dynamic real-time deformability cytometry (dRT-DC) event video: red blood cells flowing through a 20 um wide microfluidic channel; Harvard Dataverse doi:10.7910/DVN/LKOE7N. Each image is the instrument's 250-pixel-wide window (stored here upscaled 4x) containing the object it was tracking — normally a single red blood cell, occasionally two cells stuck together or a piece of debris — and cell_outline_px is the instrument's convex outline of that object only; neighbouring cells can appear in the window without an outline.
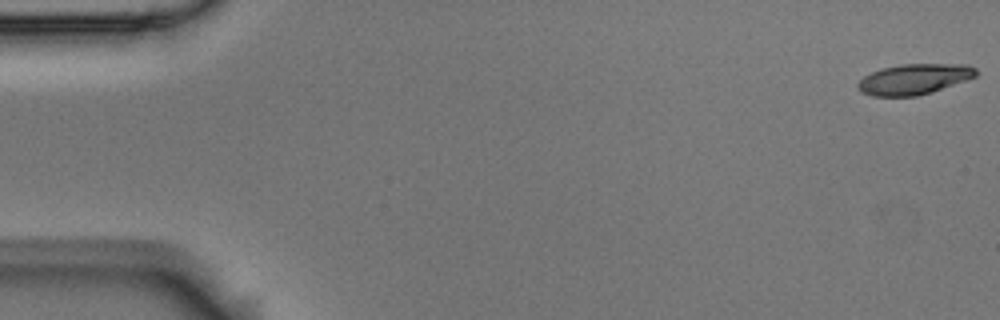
{"species": "Egyptian fruit bat (a non-hibernating species)", "species_latin": "Rousettus aegyptiacus", "temperature_condition": "room temperature", "stored_images_in_passage": 5, "camera_frame_rate_fps": 3000, "um_per_image_px": 0.085, "animal": {"sex": "male"}, "frame": {"image": 1, "passage_image": 1, "time_ms": 0.0, "image_size_px": [1000, 320], "cell_outline_px": [[976, 76], [932, 92], [916, 96], [872, 96], [856, 88], [856, 84], [864, 76], [880, 68], [900, 64], [968, 64], [976, 68]], "centroid_in_image_um": [77.68, 6.72], "position_along_channel_um": 7.3, "area_um2": 20.98}}
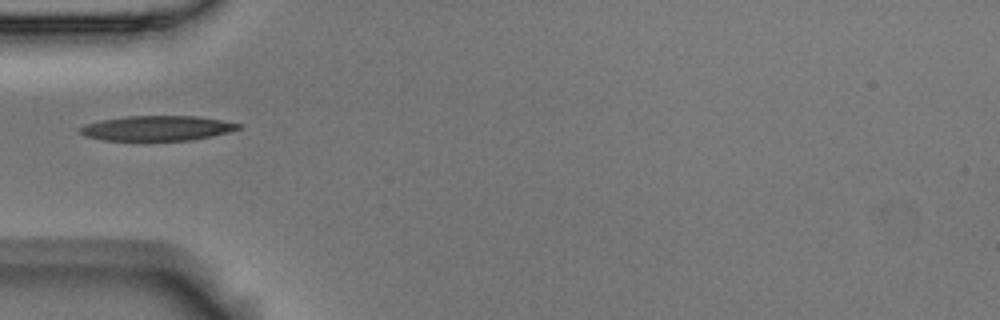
{"frame": {"image": 2, "passage_image": 5, "time_ms": 1.333, "image_size_px": [1000, 320], "cell_outline_px": [[240, 128], [228, 132], [212, 136], [192, 140], [104, 140], [84, 136], [80, 132], [80, 128], [84, 124], [100, 120], [128, 116], [196, 116], [220, 120], [240, 124]], "centroid_in_image_um": [13.32, 10.89], "position_along_channel_um": 71.7, "area_um2": 22.83}}